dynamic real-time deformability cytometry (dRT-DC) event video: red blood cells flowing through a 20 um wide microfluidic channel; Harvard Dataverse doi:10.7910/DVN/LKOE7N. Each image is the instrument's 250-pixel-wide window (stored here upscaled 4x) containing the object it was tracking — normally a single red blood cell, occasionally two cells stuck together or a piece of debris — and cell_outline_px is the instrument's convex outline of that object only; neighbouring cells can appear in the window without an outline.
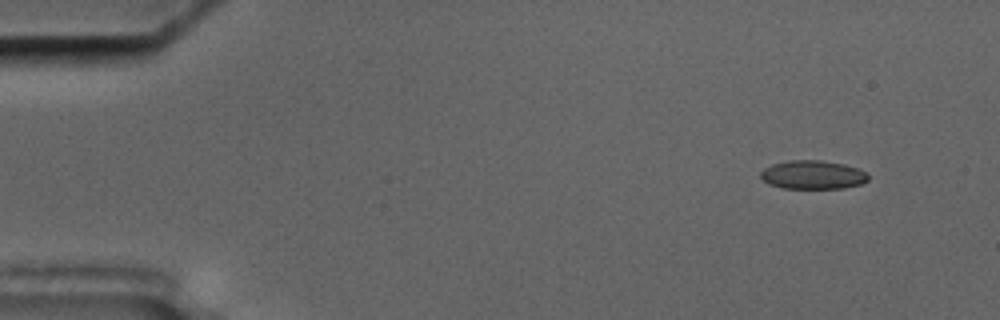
{"species": "common noctule bat (a hibernating species)", "species_latin": "Nyctalus noctula", "temperature_condition": "cold", "stored_images_in_passage": 8, "camera_frame_rate_fps": 3000, "um_per_image_px": 0.085, "animal": {"sex": "male", "body_mass_g": 17.5, "forearm_length_mm": 52.3}, "frame": {"image": 1, "passage_image": 1, "time_ms": 0.0, "image_size_px": [1000, 320], "cell_outline_px": [[868, 180], [860, 184], [844, 188], [780, 188], [768, 184], [760, 176], [760, 172], [764, 168], [772, 164], [788, 160], [820, 160], [844, 164], [856, 168], [864, 172], [868, 176]], "centroid_in_image_um": [69.04, 14.86], "position_along_channel_um": 16.0, "area_um2": 17.92}}
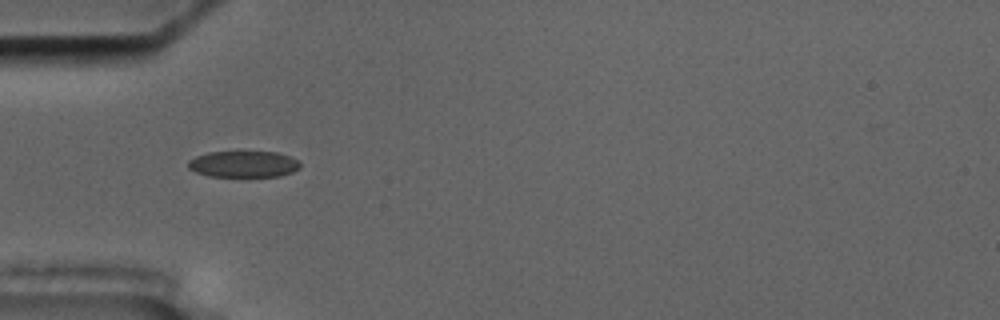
{"frame": {"image": 2, "passage_image": 5, "time_ms": 4.333, "image_size_px": [1000, 320], "cell_outline_px": [[300, 168], [292, 172], [280, 176], [208, 176], [196, 172], [188, 168], [188, 160], [196, 156], [208, 152], [240, 148], [276, 152], [300, 160]], "centroid_in_image_um": [20.69, 13.89], "position_along_channel_um": 64.3, "area_um2": 18.15}}
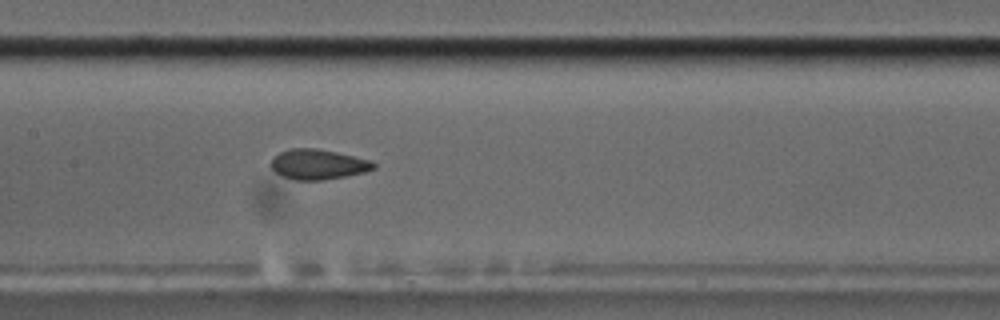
{"frame": {"image": 3, "passage_image": 8, "time_ms": 7.667, "image_size_px": [1000, 320], "cell_outline_px": [[376, 168], [364, 172], [344, 176], [320, 180], [296, 180], [284, 176], [276, 172], [272, 168], [272, 156], [280, 152], [292, 148], [316, 148], [336, 152], [372, 160], [376, 164]], "centroid_in_image_um": [27.05, 13.96], "position_along_channel_um": 180.3, "area_um2": 17.86}}